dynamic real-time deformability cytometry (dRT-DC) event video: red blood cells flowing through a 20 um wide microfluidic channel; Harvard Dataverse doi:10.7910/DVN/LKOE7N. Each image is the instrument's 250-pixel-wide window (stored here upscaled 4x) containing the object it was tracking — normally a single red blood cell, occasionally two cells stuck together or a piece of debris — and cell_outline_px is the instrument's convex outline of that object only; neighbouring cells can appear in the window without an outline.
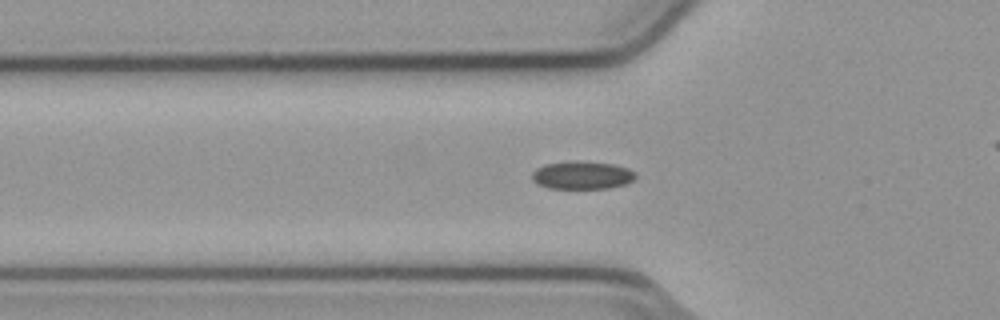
{"species": "common noctule bat (a hibernating species)", "species_latin": "Nyctalus noctula", "temperature_condition": "cold", "stored_images_in_passage": 55, "camera_frame_rate_fps": 3000, "um_per_image_px": 0.085, "animal": {"sex": "male", "body_mass_g": 23.1, "forearm_length_mm": 52.7}, "frame": {"image": 1, "passage_image": 18, "time_ms": 5.667, "image_size_px": [1000, 320], "cell_outline_px": [[636, 176], [628, 184], [608, 188], [548, 188], [536, 184], [532, 180], [532, 172], [536, 168], [544, 164], [576, 160], [612, 164], [628, 168], [636, 172]], "centroid_in_image_um": [49.46, 14.89], "position_along_channel_um": 76.3, "area_um2": 17.05}}
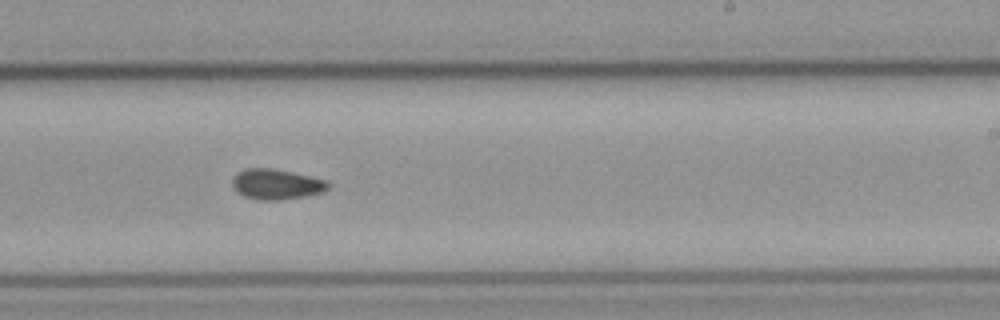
{"frame": {"image": 2, "passage_image": 33, "time_ms": 10.667, "image_size_px": [1000, 320], "cell_outline_px": [[328, 188], [324, 192], [304, 196], [280, 200], [260, 200], [244, 196], [232, 184], [232, 180], [236, 172], [244, 168], [272, 168], [292, 172], [328, 180]], "centroid_in_image_um": [23.5, 15.65], "position_along_channel_um": 265.5, "area_um2": 16.88}}
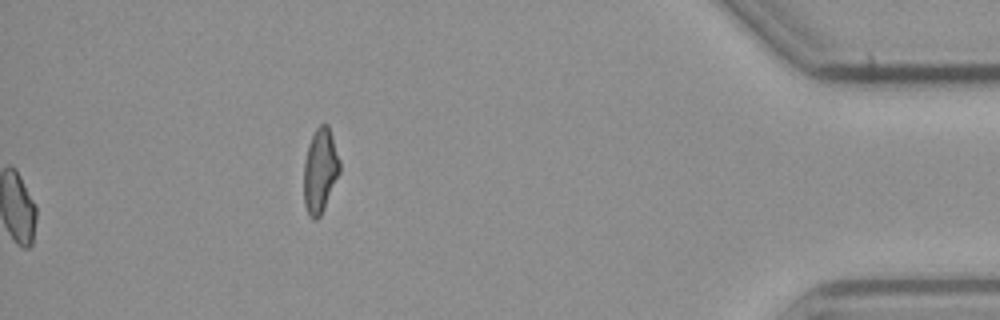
{"frame": {"image": 3, "passage_image": 55, "time_ms": 18.0, "image_size_px": [1000, 320], "cell_outline_px": [[340, 172], [324, 208], [320, 216], [316, 220], [312, 220], [308, 216], [304, 204], [304, 160], [308, 144], [316, 128], [320, 124], [328, 124], [340, 160]], "centroid_in_image_um": [27.2, 14.52], "position_along_channel_um": 408.0, "area_um2": 17.74}, "authors_computed_cell_mechanics": {"area_um2": 16.6464, "velocity_mm_per_s": 3.7648, "shape_relaxation_time_tau1_ms": 8.6915, "shape_relaxation_time_tau2_ms": 3.2294, "deformation_change_tau1": 0.0877, "deformation_change_tau2": 0.0701}}